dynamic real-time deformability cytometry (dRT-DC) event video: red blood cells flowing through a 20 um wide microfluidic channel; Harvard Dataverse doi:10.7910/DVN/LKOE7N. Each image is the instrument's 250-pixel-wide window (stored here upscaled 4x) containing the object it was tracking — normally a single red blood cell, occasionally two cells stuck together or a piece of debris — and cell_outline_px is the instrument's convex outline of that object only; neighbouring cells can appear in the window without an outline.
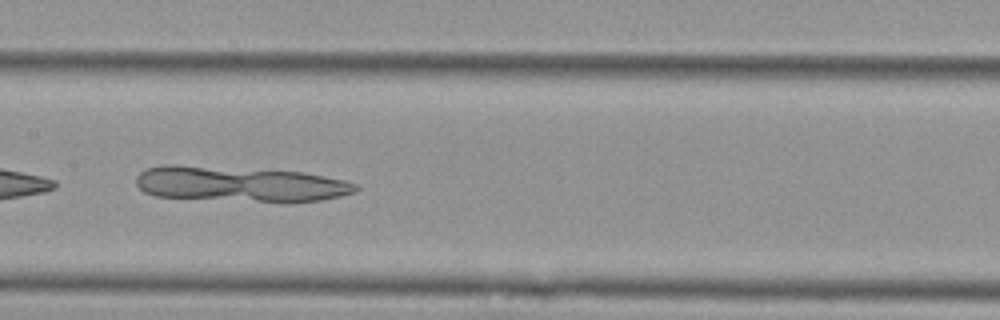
{"species": "Egyptian fruit bat (a non-hibernating species)", "species_latin": "Rousettus aegyptiacus", "temperature_condition": "cold", "stored_images_in_passage": 5, "camera_frame_rate_fps": 3000, "um_per_image_px": 0.085, "animal": {"sex": "female"}, "frame": {"image": 1, "passage_image": 4, "time_ms": 3.333, "image_size_px": [1000, 320], "cell_outline_px": [[360, 188], [356, 192], [340, 196], [320, 200], [284, 204], [156, 196], [144, 192], [136, 184], [136, 176], [140, 172], [148, 168], [164, 164], [176, 164], [304, 172], [344, 180], [360, 184]], "centroid_in_image_um": [20.45, 15.67], "position_along_channel_um": 187.0, "area_um2": 46.18}}
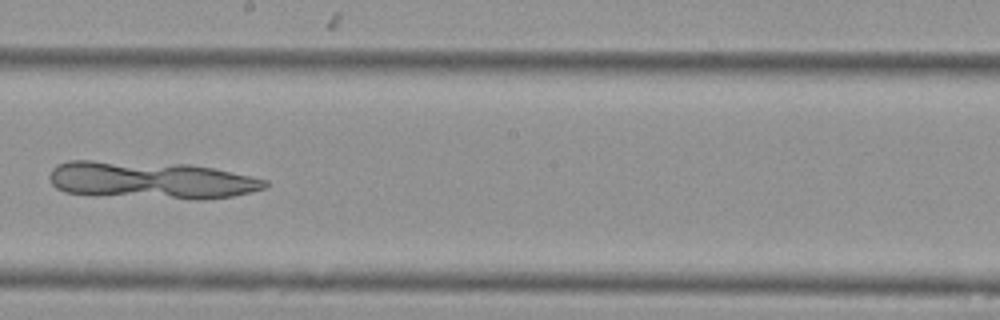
{"frame": {"image": 2, "passage_image": 5, "time_ms": 4.667, "image_size_px": [1000, 320], "cell_outline_px": [[268, 184], [264, 188], [232, 196], [204, 200], [192, 200], [92, 196], [64, 192], [56, 188], [52, 184], [48, 176], [52, 168], [56, 164], [68, 160], [92, 160], [188, 164], [212, 168], [268, 180]], "centroid_in_image_um": [12.74, 15.33], "position_along_channel_um": 235.5, "area_um2": 47.92}}